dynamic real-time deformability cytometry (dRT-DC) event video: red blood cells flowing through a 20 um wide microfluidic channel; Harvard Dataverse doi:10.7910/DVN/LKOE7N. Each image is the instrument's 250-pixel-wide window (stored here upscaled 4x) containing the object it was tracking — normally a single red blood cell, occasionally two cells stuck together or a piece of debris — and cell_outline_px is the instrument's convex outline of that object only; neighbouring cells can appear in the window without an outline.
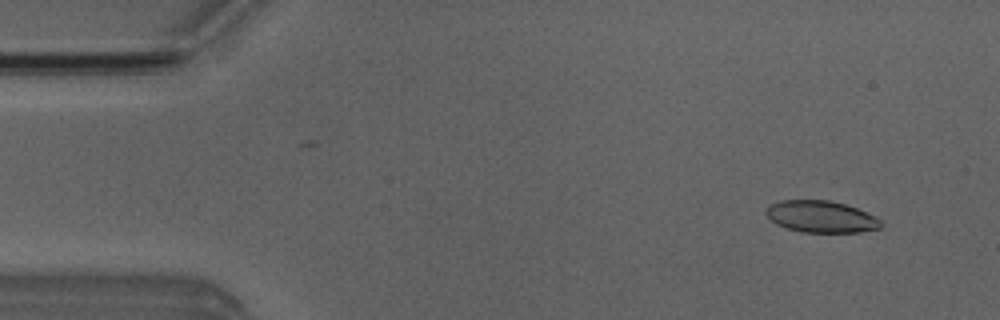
{"species": "Egyptian fruit bat (a non-hibernating species)", "species_latin": "Rousettus aegyptiacus", "temperature_condition": "room temperature", "stored_images_in_passage": 50, "camera_frame_rate_fps": 3000, "um_per_image_px": 0.085, "animal": {"sex": "male"}, "frame": {"image": 1, "passage_image": 3, "time_ms": 0.667, "image_size_px": [1000, 320], "cell_outline_px": [[884, 224], [880, 228], [860, 232], [804, 232], [788, 228], [776, 224], [764, 212], [772, 204], [780, 200], [828, 200], [844, 204], [856, 208], [876, 216]], "centroid_in_image_um": [69.82, 18.42], "position_along_channel_um": 15.2, "area_um2": 21.1}}
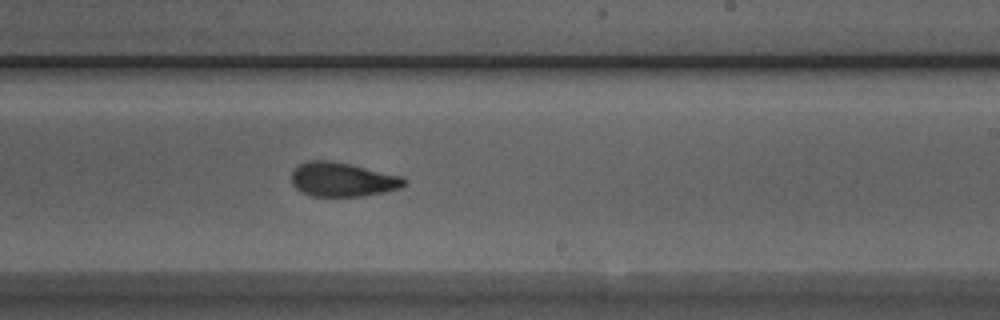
{"frame": {"image": 2, "passage_image": 29, "time_ms": 9.333, "image_size_px": [1000, 320], "cell_outline_px": [[408, 180], [400, 188], [384, 192], [360, 196], [312, 196], [300, 192], [292, 184], [292, 172], [296, 164], [304, 160], [332, 160], [400, 176]], "centroid_in_image_um": [29.04, 15.25], "position_along_channel_um": 260.0, "area_um2": 22.48}}
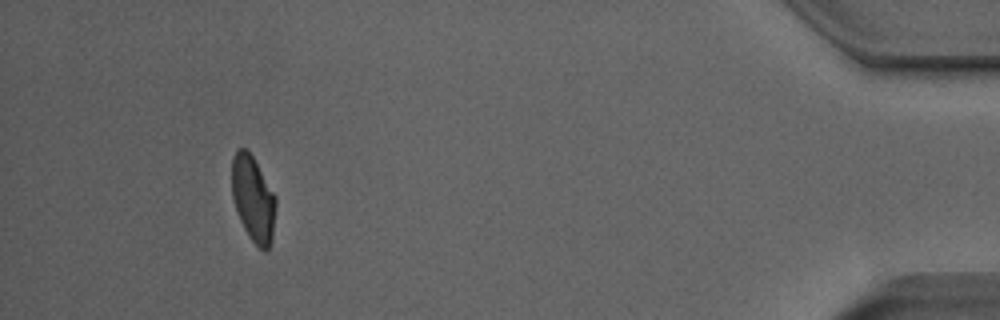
{"frame": {"image": 3, "passage_image": 46, "time_ms": 15.0, "image_size_px": [1000, 320], "cell_outline_px": [[276, 204], [272, 240], [268, 248], [264, 252], [248, 236], [240, 220], [232, 196], [232, 156], [236, 148], [248, 148], [276, 196]], "centroid_in_image_um": [21.51, 16.86], "position_along_channel_um": 413.7, "area_um2": 22.08}, "authors_computed_cell_mechanics": {"area_um2": 22.5998, "velocity_mm_per_s": 3.978, "shape_relaxation_time_tau1_ms": 5.2295, "shape_relaxation_time_tau2_ms": 1.6995, "deformation_change_tau1": 0.1716, "deformation_change_tau2": 0.0939}}